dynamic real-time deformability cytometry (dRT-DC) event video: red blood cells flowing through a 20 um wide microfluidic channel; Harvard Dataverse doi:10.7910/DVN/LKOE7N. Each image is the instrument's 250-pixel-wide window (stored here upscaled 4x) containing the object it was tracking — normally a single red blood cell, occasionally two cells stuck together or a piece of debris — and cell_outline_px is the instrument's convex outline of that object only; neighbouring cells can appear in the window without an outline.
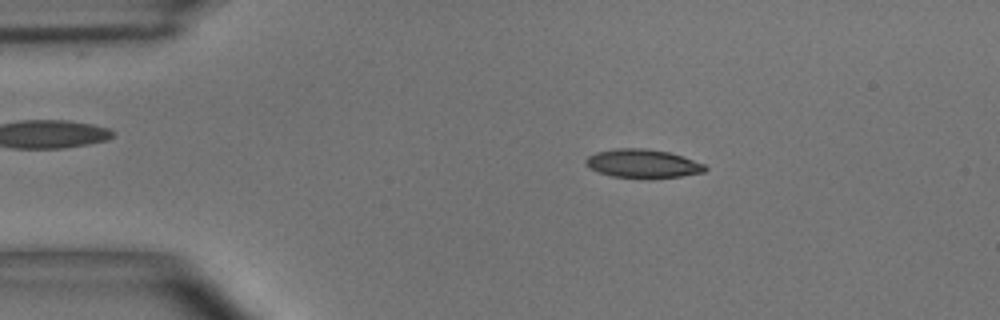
{"species": "common noctule bat (a hibernating species)", "species_latin": "Nyctalus noctula", "temperature_condition": "room temperature", "stored_images_in_passage": 55, "camera_frame_rate_fps": 3000, "um_per_image_px": 0.085, "animal": {"sex": "male", "body_mass_g": 15.6}, "frame": {"image": 1, "passage_image": 10, "time_ms": 3.0, "image_size_px": [1000, 320], "cell_outline_px": [[708, 168], [704, 172], [680, 176], [648, 180], [612, 176], [600, 172], [584, 164], [584, 160], [588, 156], [596, 152], [616, 148], [648, 148], [668, 152], [704, 164]], "centroid_in_image_um": [54.62, 13.92], "position_along_channel_um": 30.4, "area_um2": 20.11}}
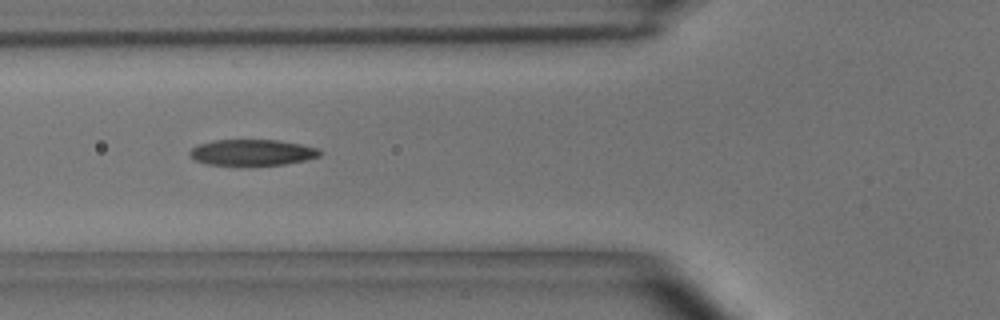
{"frame": {"image": 2, "passage_image": 20, "time_ms": 6.333, "image_size_px": [1000, 320], "cell_outline_px": [[320, 156], [304, 160], [284, 164], [208, 164], [196, 160], [188, 156], [188, 152], [196, 144], [212, 140], [280, 140], [300, 144], [316, 148], [320, 152]], "centroid_in_image_um": [21.37, 12.93], "position_along_channel_um": 104.4, "area_um2": 19.42}}
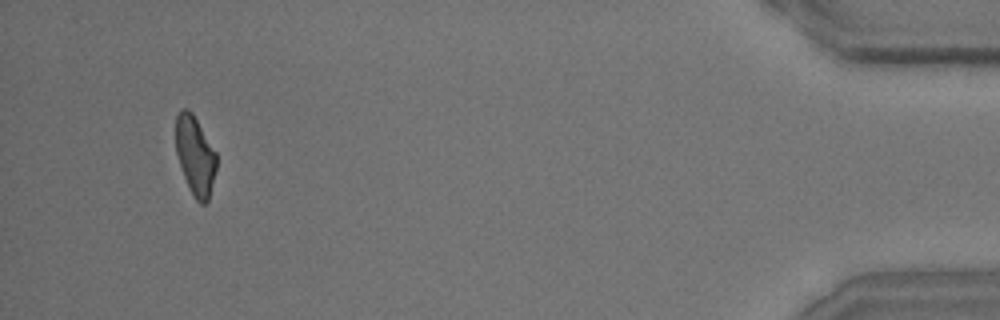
{"frame": {"image": 3, "passage_image": 52, "time_ms": 17.0, "image_size_px": [1000, 320], "cell_outline_px": [[216, 168], [208, 200], [204, 204], [200, 204], [196, 200], [184, 176], [176, 152], [176, 116], [184, 108], [188, 108], [192, 112], [216, 152]], "centroid_in_image_um": [16.59, 13.2], "position_along_channel_um": 418.6, "area_um2": 18.32}, "authors_computed_cell_mechanics": {"area_um2": 19.8832, "velocity_mm_per_s": 3.6334, "shape_relaxation_time_tau1_ms": 6.6533, "shape_relaxation_time_tau2_ms": 2.1641, "deformation_change_tau1": 0.2109, "deformation_change_tau2": 0.0997}}